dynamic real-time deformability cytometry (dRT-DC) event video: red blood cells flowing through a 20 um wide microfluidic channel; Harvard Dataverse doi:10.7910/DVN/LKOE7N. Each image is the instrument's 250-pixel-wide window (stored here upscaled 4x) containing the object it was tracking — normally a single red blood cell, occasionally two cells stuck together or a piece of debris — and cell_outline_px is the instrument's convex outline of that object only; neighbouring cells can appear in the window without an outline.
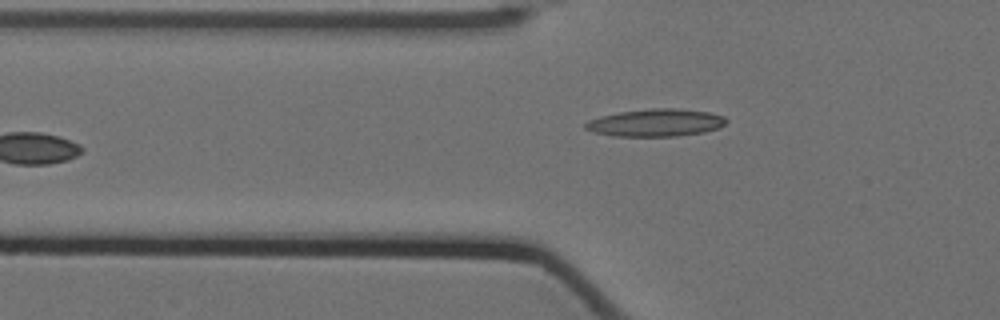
{"species": "Egyptian fruit bat (a non-hibernating species)", "species_latin": "Rousettus aegyptiacus", "temperature_condition": "cold", "stored_images_in_passage": 11, "camera_frame_rate_fps": 3000, "um_per_image_px": 0.085, "animal": {"sex": "female"}, "frame": {"image": 1, "passage_image": 5, "time_ms": 1.333, "image_size_px": [1000, 320], "cell_outline_px": [[728, 120], [720, 128], [704, 132], [676, 136], [612, 136], [592, 132], [584, 128], [584, 124], [588, 120], [600, 116], [620, 112], [652, 108], [672, 108], [708, 112], [724, 116]], "centroid_in_image_um": [55.72, 10.43], "position_along_channel_um": 70.1, "area_um2": 22.6}}
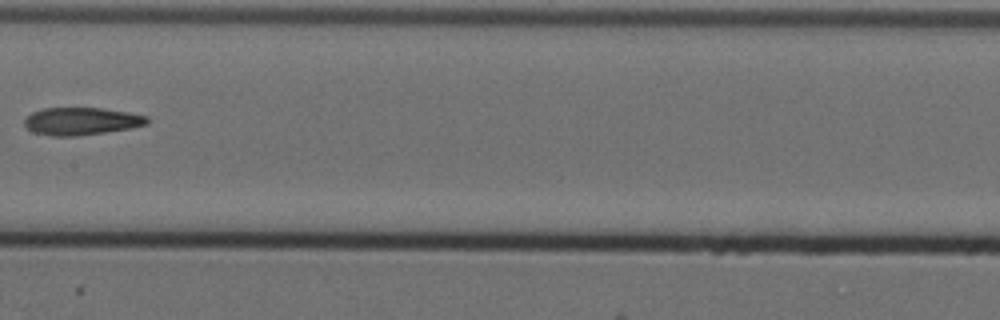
{"frame": {"image": 2, "passage_image": 8, "time_ms": 2.333, "image_size_px": [1000, 320], "cell_outline_px": [[148, 124], [132, 128], [76, 136], [52, 136], [32, 132], [24, 124], [24, 120], [32, 112], [44, 108], [100, 108], [128, 112], [148, 116]], "centroid_in_image_um": [6.92, 10.3], "position_along_channel_um": 200.5, "area_um2": 19.65}}
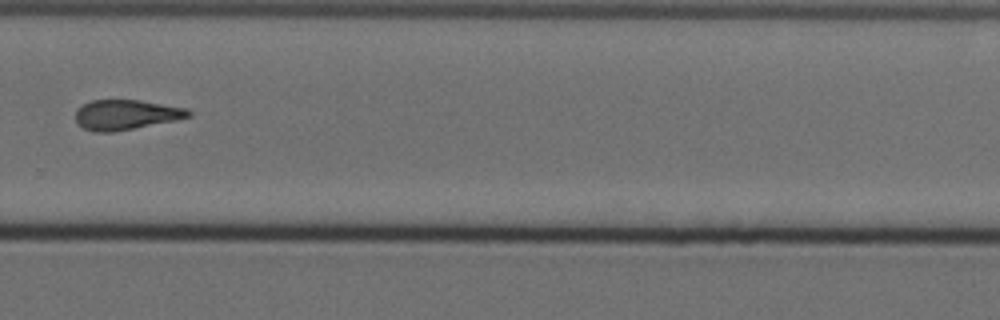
{"frame": {"image": 3, "passage_image": 11, "time_ms": 3.333, "image_size_px": [1000, 320], "cell_outline_px": [[192, 116], [176, 120], [112, 132], [96, 132], [84, 128], [76, 124], [76, 108], [92, 100], [140, 100], [188, 108], [192, 112]], "centroid_in_image_um": [10.72, 9.74], "position_along_channel_um": 319.1, "area_um2": 19.77}}